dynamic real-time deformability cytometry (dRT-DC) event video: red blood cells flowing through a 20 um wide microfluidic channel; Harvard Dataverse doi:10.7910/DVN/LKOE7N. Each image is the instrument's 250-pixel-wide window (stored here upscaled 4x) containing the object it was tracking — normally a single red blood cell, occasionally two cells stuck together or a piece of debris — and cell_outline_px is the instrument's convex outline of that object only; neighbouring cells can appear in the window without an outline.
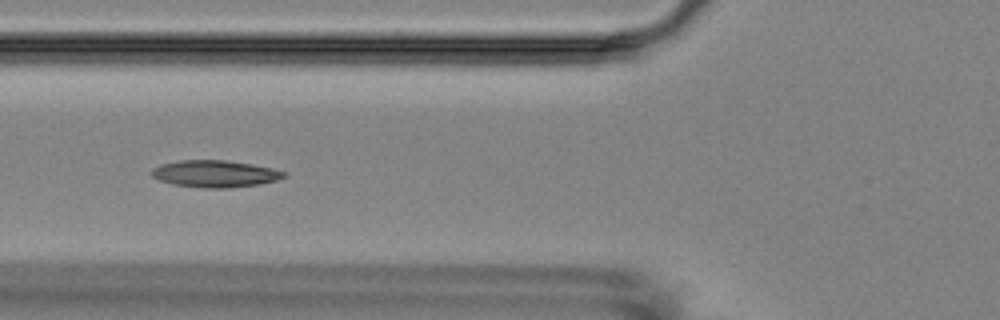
{"species": "Egyptian fruit bat (a non-hibernating species)", "species_latin": "Rousettus aegyptiacus", "temperature_condition": "room temperature", "stored_images_in_passage": 11, "camera_frame_rate_fps": 3000, "um_per_image_px": 0.085, "animal": {"sex": "female"}, "frame": {"image": 1, "passage_image": 7, "time_ms": 7.0, "image_size_px": [1000, 320], "cell_outline_px": [[288, 176], [276, 180], [260, 184], [228, 188], [204, 188], [172, 184], [160, 180], [152, 176], [152, 168], [160, 164], [180, 160], [224, 160], [252, 164], [272, 168], [288, 172]], "centroid_in_image_um": [18.3, 14.77], "position_along_channel_um": 107.5, "area_um2": 20.87}}
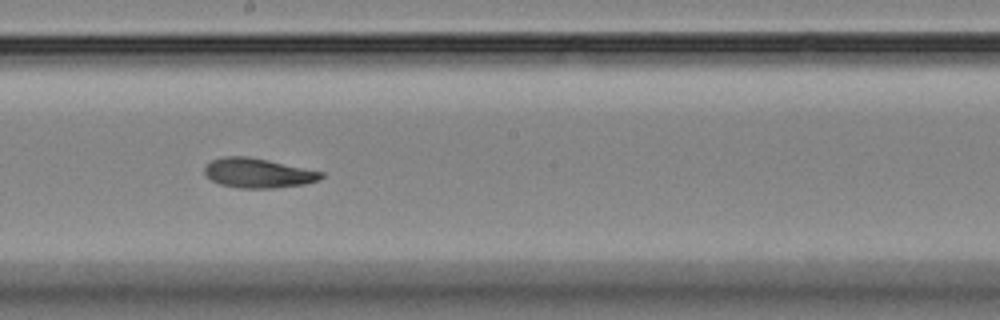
{"frame": {"image": 2, "passage_image": 10, "time_ms": 10.333, "image_size_px": [1000, 320], "cell_outline_px": [[324, 176], [320, 180], [304, 184], [276, 188], [240, 188], [220, 184], [212, 180], [204, 172], [204, 168], [212, 160], [224, 156], [248, 156], [268, 160], [324, 172]], "centroid_in_image_um": [21.96, 14.71], "position_along_channel_um": 226.2, "area_um2": 20.06}}
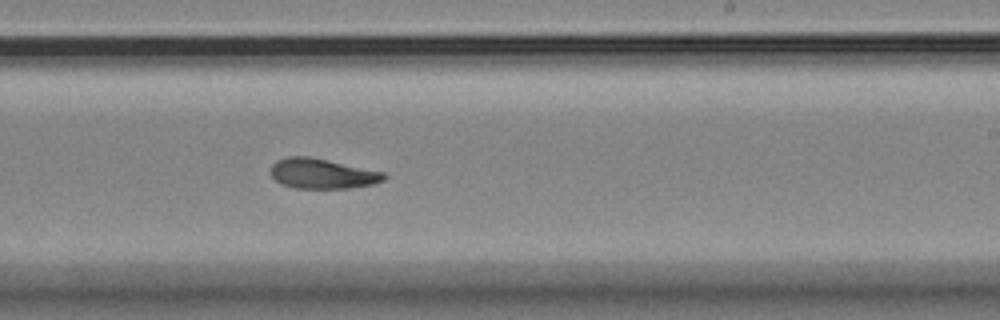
{"frame": {"image": 3, "passage_image": 11, "time_ms": 11.333, "image_size_px": [1000, 320], "cell_outline_px": [[388, 176], [384, 180], [372, 184], [348, 188], [296, 188], [280, 184], [272, 176], [272, 164], [276, 160], [288, 156], [308, 156], [328, 160], [384, 172]], "centroid_in_image_um": [27.39, 14.75], "position_along_channel_um": 261.6, "area_um2": 19.77}}